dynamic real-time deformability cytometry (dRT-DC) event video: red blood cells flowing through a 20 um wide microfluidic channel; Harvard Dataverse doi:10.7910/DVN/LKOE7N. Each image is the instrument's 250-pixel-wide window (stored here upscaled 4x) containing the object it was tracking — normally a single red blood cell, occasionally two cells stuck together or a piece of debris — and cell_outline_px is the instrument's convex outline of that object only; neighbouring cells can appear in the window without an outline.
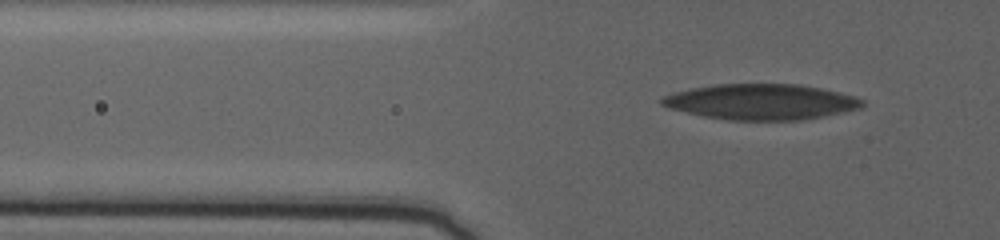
{"species": "human", "species_latin": "Homo sapiens", "temperature_condition": "warm", "stored_images_in_passage": 80, "camera_frame_rate_fps": 3000, "um_per_image_px": 0.085, "donor": {"sex": "female"}, "frame": {"image": 1, "passage_image": 30, "time_ms": 9.667, "image_size_px": [1000, 240], "cell_outline_px": [[864, 104], [856, 108], [820, 116], [796, 120], [732, 120], [704, 116], [672, 108], [660, 104], [660, 100], [664, 96], [676, 92], [692, 88], [716, 84], [796, 84], [816, 88], [852, 96], [864, 100]], "centroid_in_image_um": [64.62, 8.65], "position_along_channel_um": 61.2, "area_um2": 40.46}}
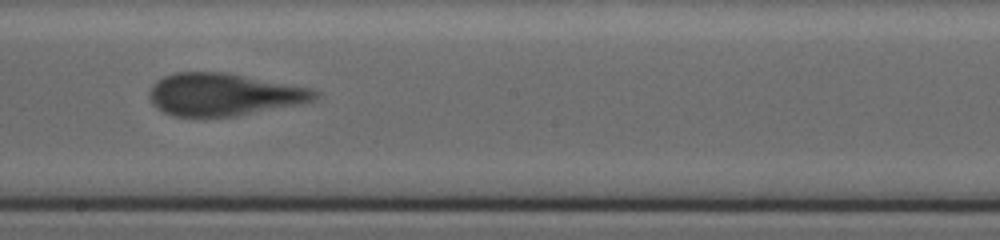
{"frame": {"image": 2, "passage_image": 51, "time_ms": 16.667, "image_size_px": [1000, 240], "cell_outline_px": [[316, 96], [312, 100], [296, 104], [236, 116], [172, 116], [156, 108], [152, 104], [148, 96], [152, 84], [156, 80], [172, 72], [224, 72], [308, 88], [316, 92]], "centroid_in_image_um": [18.88, 8.03], "position_along_channel_um": 229.3, "area_um2": 40.29}}
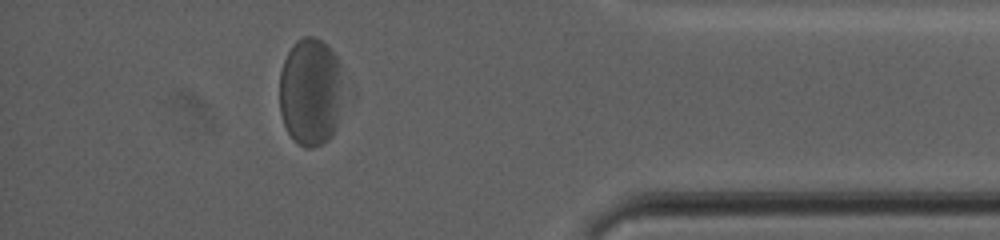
{"frame": {"image": 3, "passage_image": 73, "time_ms": 24.0, "image_size_px": [1000, 240], "cell_outline_px": [[340, 84], [336, 128], [332, 136], [328, 140], [312, 148], [304, 148], [288, 132], [284, 124], [280, 112], [280, 72], [284, 60], [288, 52], [296, 40], [304, 36], [312, 36], [320, 40], [336, 56], [340, 64]], "centroid_in_image_um": [26.35, 7.8], "position_along_channel_um": 408.9, "area_um2": 39.42}, "authors_computed_cell_mechanics": {"area_um2": 40.8068, "velocity_mm_per_s": 2.7491, "shape_relaxation_time_tau1_ms": 5.7426, "shape_relaxation_time_tau2_ms": 1.4346, "deformation_change_tau1": 0.1621, "deformation_change_tau2": 0.0947}}